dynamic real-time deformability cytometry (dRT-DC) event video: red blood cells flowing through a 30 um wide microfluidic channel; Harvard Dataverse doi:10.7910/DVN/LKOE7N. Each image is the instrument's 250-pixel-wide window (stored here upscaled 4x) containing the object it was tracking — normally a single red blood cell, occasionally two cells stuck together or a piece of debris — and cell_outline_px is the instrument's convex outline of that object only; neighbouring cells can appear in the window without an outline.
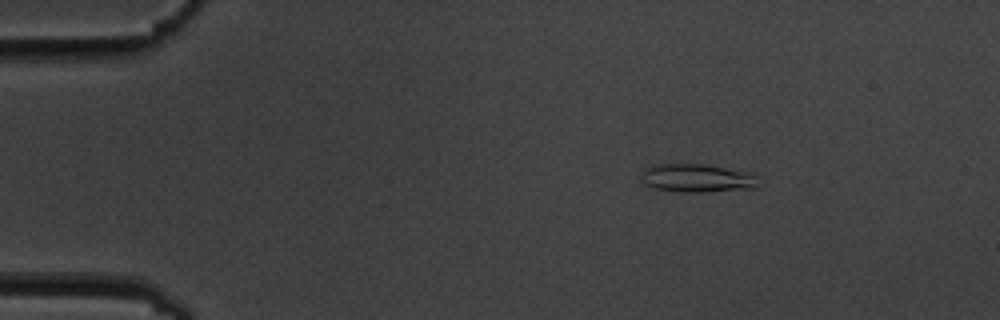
{"species": "common noctule bat (a hibernating species)", "species_latin": "Nyctalus noctula", "temperature_condition": "cold", "stored_images_in_passage": 5, "camera_frame_rate_fps": 3000, "um_per_image_px": 0.085, "animal": {"sex": "male", "body_mass_g": 19.5, "forearm_length_mm": 54.6}, "frame": {"image": 1, "passage_image": 3, "time_ms": 2.333, "image_size_px": [1000, 320], "cell_outline_px": [[756, 188], [704, 192], [680, 192], [656, 188], [644, 184], [640, 180], [644, 168], [652, 164], [704, 164], [756, 172]], "centroid_in_image_um": [59.26, 15.12], "position_along_channel_um": 25.7, "area_um2": 19.65}}